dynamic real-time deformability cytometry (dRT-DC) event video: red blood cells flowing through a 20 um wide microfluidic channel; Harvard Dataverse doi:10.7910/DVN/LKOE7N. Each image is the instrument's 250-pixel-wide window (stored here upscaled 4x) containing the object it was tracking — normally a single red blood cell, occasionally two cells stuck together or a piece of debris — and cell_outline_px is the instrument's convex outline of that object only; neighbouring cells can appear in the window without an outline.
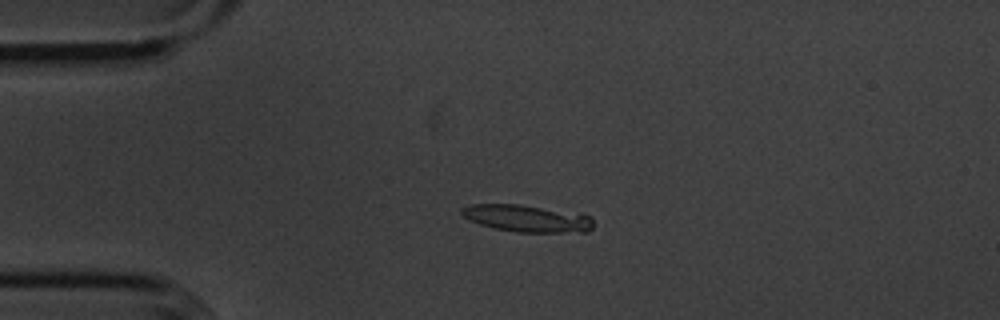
{"species": "common noctule bat (a hibernating species)", "species_latin": "Nyctalus noctula", "temperature_condition": "cold", "stored_images_in_passage": 13, "camera_frame_rate_fps": 3000, "um_per_image_px": 0.085, "animal": {"sex": "male", "body_mass_g": 20.1, "forearm_length_mm": 53.5}, "frame": {"image": 1, "passage_image": 10, "time_ms": 3.0, "image_size_px": [1000, 320], "cell_outline_px": [[592, 228], [588, 232], [516, 232], [496, 228], [480, 224], [468, 220], [460, 212], [460, 208], [472, 204], [520, 204], [584, 212], [592, 216]], "centroid_in_image_um": [44.87, 18.54], "position_along_channel_um": 40.1, "area_um2": 21.27}}